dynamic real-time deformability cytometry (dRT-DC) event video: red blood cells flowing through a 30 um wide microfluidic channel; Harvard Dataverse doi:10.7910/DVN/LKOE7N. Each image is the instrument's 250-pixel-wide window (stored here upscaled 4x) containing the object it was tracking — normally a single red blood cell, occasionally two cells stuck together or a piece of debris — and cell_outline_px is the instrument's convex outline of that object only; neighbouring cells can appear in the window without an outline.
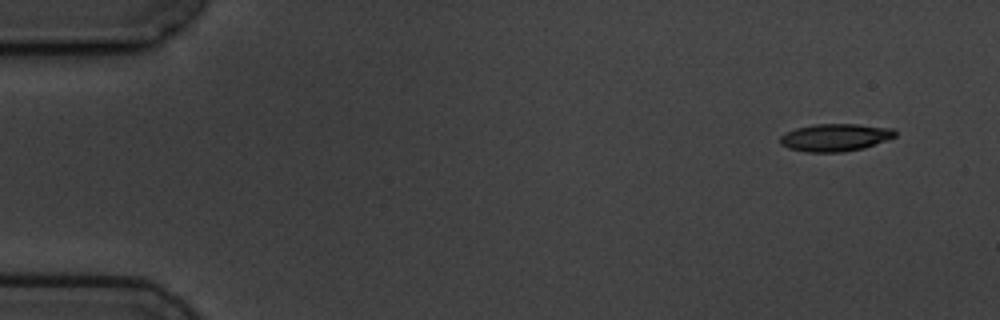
{"species": "common noctule bat (a hibernating species)", "species_latin": "Nyctalus noctula", "temperature_condition": "cold", "stored_images_in_passage": 7, "camera_frame_rate_fps": 3000, "um_per_image_px": 0.085, "animal": {"sex": "male", "body_mass_g": 19.5, "forearm_length_mm": 54.6}, "frame": {"image": 1, "passage_image": 1, "time_ms": 0.0, "image_size_px": [1000, 320], "cell_outline_px": [[896, 136], [864, 148], [844, 152], [808, 152], [788, 148], [780, 144], [780, 136], [784, 132], [796, 128], [816, 124], [860, 124], [892, 128], [896, 132]], "centroid_in_image_um": [70.97, 11.68], "position_along_channel_um": 14.0, "area_um2": 18.5}}
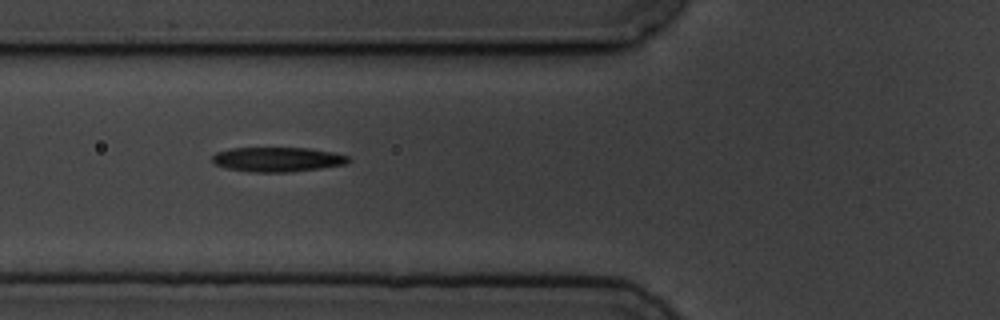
{"frame": {"image": 2, "passage_image": 6, "time_ms": 5.667, "image_size_px": [1000, 320], "cell_outline_px": [[352, 160], [344, 164], [320, 168], [288, 172], [252, 172], [224, 168], [216, 164], [212, 160], [212, 156], [216, 152], [232, 148], [308, 148], [332, 152], [348, 156]], "centroid_in_image_um": [23.56, 13.55], "position_along_channel_um": 102.2, "area_um2": 19.42}}
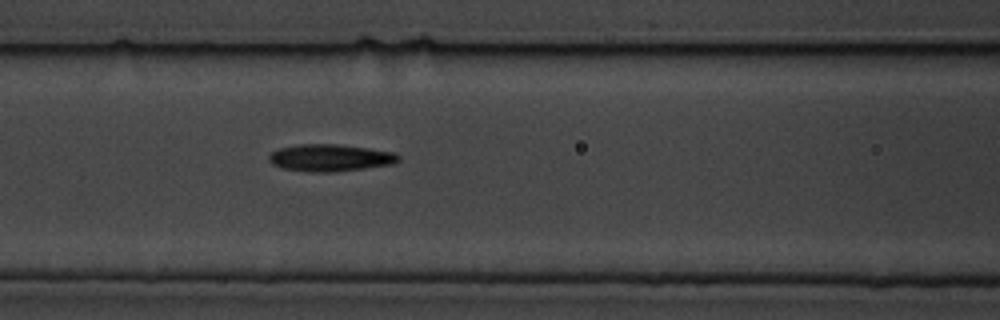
{"frame": {"image": 3, "passage_image": 7, "time_ms": 6.667, "image_size_px": [1000, 320], "cell_outline_px": [[400, 160], [392, 164], [364, 168], [332, 172], [312, 172], [284, 168], [272, 164], [268, 160], [268, 156], [272, 152], [280, 148], [300, 144], [336, 144], [368, 148], [396, 152], [400, 156]], "centroid_in_image_um": [28.09, 13.41], "position_along_channel_um": 138.5, "area_um2": 20.35}}